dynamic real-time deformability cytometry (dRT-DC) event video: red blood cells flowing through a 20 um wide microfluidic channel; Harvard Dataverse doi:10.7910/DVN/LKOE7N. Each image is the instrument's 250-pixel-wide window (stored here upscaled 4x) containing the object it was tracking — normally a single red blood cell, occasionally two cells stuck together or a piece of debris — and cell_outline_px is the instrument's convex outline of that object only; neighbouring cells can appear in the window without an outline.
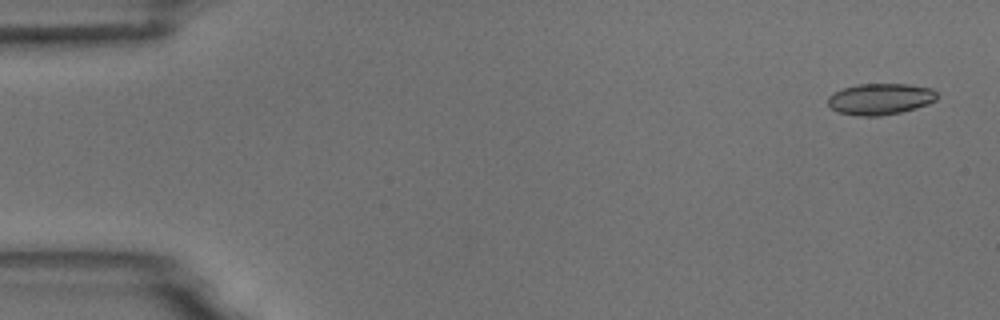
{"species": "common noctule bat (a hibernating species)", "species_latin": "Nyctalus noctula", "temperature_condition": "room temperature", "stored_images_in_passage": 7, "camera_frame_rate_fps": 3000, "um_per_image_px": 0.085, "animal": {"sex": "male", "body_mass_g": 18.8}, "frame": {"image": 1, "passage_image": 1, "time_ms": 0.0, "image_size_px": [1000, 320], "cell_outline_px": [[936, 100], [928, 104], [916, 108], [900, 112], [880, 116], [856, 116], [840, 112], [832, 108], [828, 104], [828, 96], [832, 92], [856, 84], [908, 84], [932, 88], [936, 92]], "centroid_in_image_um": [74.81, 8.41], "position_along_channel_um": 10.2, "area_um2": 19.94}}